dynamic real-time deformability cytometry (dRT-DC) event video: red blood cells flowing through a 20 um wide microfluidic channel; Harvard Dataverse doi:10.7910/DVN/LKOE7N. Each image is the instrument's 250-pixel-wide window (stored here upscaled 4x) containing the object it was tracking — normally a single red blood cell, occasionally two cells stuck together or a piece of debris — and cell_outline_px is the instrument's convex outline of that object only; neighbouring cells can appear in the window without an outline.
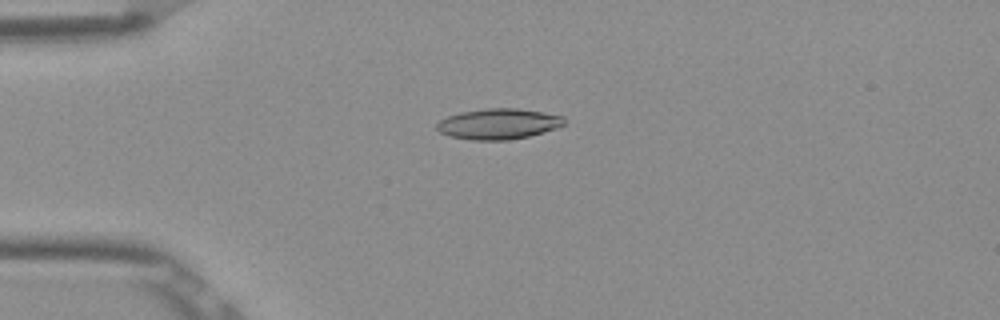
{"species": "Egyptian fruit bat (a non-hibernating species)", "species_latin": "Rousettus aegyptiacus", "temperature_condition": "room temperature", "stored_images_in_passage": 52, "camera_frame_rate_fps": 3000, "um_per_image_px": 0.085, "frame": {"image": 1, "passage_image": 13, "time_ms": 4.0, "image_size_px": [1000, 320], "cell_outline_px": [[564, 124], [556, 128], [544, 132], [528, 136], [508, 140], [472, 140], [448, 136], [440, 132], [436, 128], [436, 124], [440, 120], [448, 116], [460, 112], [488, 108], [516, 108], [564, 116]], "centroid_in_image_um": [42.34, 10.53], "position_along_channel_um": 42.7, "area_um2": 22.66}}
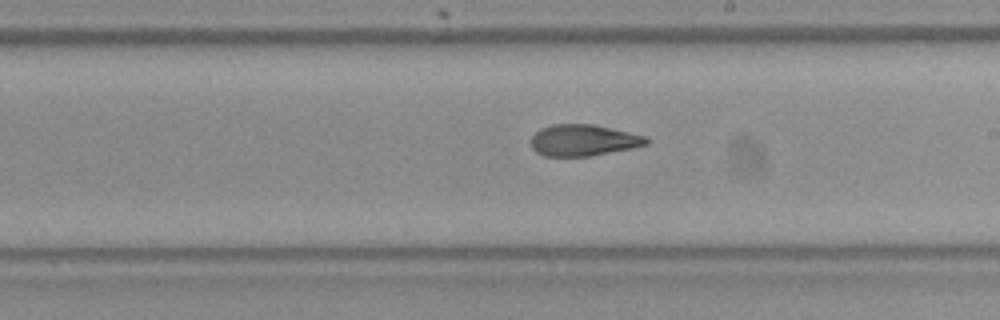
{"frame": {"image": 2, "passage_image": 30, "time_ms": 9.667, "image_size_px": [1000, 320], "cell_outline_px": [[648, 144], [632, 148], [592, 156], [544, 156], [536, 152], [532, 148], [532, 136], [540, 128], [552, 124], [592, 124], [648, 136]], "centroid_in_image_um": [49.6, 11.92], "position_along_channel_um": 239.4, "area_um2": 21.15}}
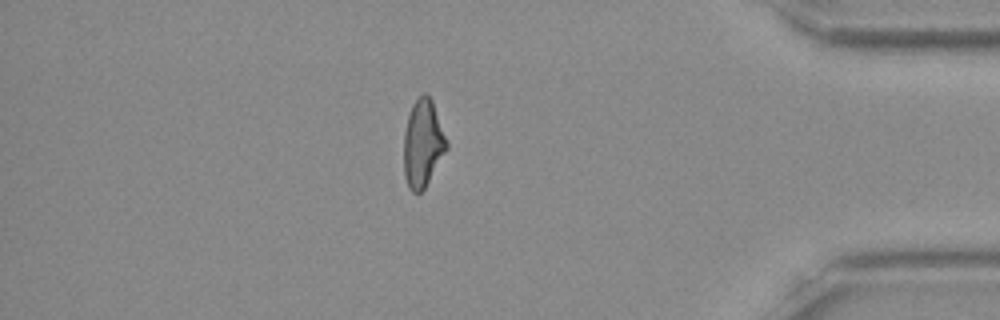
{"frame": {"image": 3, "passage_image": 45, "time_ms": 14.667, "image_size_px": [1000, 320], "cell_outline_px": [[448, 148], [424, 188], [420, 192], [412, 192], [408, 188], [404, 176], [404, 132], [408, 116], [412, 104], [424, 92], [432, 100], [448, 144]], "centroid_in_image_um": [35.93, 12.2], "position_along_channel_um": 399.3, "area_um2": 21.56}, "authors_computed_cell_mechanics": {"area_um2": 21.7617, "velocity_mm_per_s": 3.9, "shape_relaxation_time_tau1_ms": null, "shape_relaxation_time_tau2_ms": 2.9661, "deformation_change_tau1": null, "deformation_change_tau2": 0.1175}}